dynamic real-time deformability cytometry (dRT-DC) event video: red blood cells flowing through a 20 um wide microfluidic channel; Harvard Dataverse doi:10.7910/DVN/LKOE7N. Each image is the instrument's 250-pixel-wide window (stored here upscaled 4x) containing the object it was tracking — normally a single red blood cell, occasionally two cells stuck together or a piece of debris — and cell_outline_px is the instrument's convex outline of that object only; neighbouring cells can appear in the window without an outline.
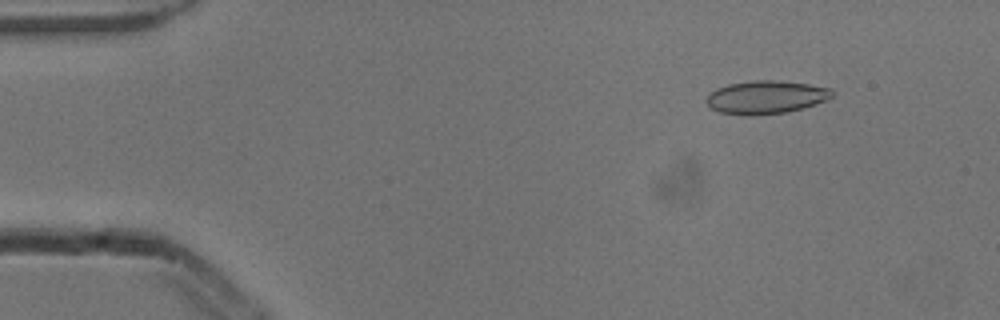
{"species": "common noctule bat (a hibernating species)", "species_latin": "Nyctalus noctula", "temperature_condition": "cold", "stored_images_in_passage": 4, "camera_frame_rate_fps": 3000, "um_per_image_px": 0.085, "animal": {"sex": "male", "body_mass_g": 13.3}, "frame": {"image": 1, "passage_image": 2, "time_ms": 0.333, "image_size_px": [1000, 320], "cell_outline_px": [[832, 96], [816, 104], [804, 108], [788, 112], [744, 116], [720, 112], [712, 108], [704, 100], [716, 88], [728, 84], [756, 80], [772, 80], [808, 84], [832, 88]], "centroid_in_image_um": [65.09, 8.27], "position_along_channel_um": 19.9, "area_um2": 24.16}}